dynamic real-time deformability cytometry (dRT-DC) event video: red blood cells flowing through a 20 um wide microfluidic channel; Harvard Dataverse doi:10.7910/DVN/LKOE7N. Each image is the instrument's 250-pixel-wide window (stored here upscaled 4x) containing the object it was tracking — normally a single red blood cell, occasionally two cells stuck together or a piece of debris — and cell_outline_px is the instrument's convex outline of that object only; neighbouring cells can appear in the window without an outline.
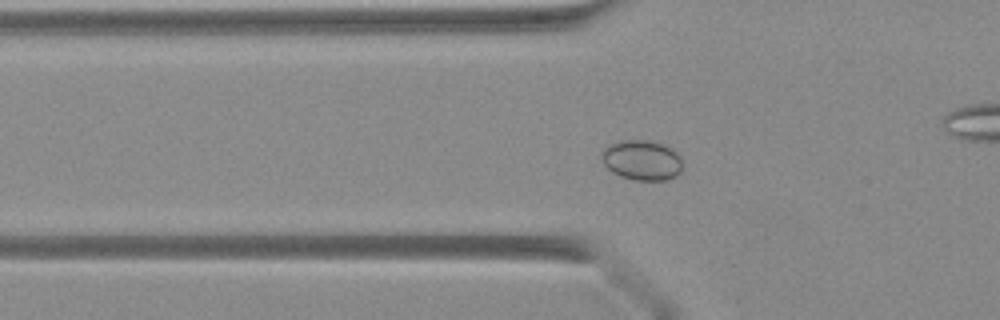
{"species": "Egyptian fruit bat (a non-hibernating species)", "species_latin": "Rousettus aegyptiacus", "temperature_condition": "warm", "stored_images_in_passage": 36, "camera_frame_rate_fps": 3000, "um_per_image_px": 0.085, "animal": {"sex": "female"}, "frame": {"image": 1, "passage_image": 7, "time_ms": 2.0, "image_size_px": [1000, 320], "cell_outline_px": [[680, 172], [676, 176], [664, 180], [636, 180], [620, 176], [612, 172], [604, 164], [604, 148], [608, 144], [620, 140], [648, 140], [664, 144], [672, 148], [680, 156]], "centroid_in_image_um": [54.57, 13.6], "position_along_channel_um": 71.2, "area_um2": 18.73}}
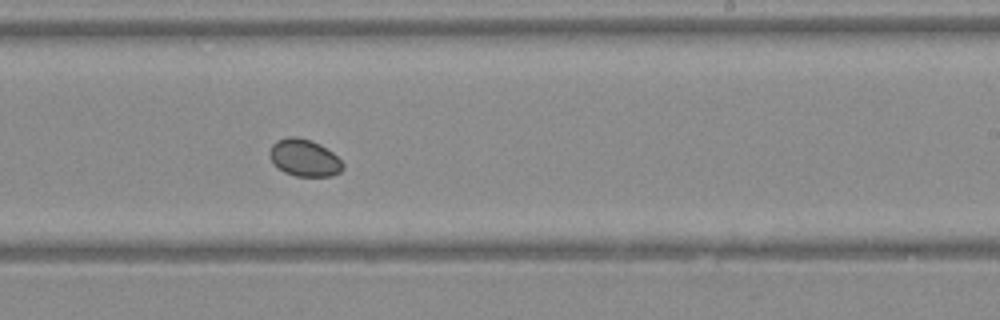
{"frame": {"image": 2, "passage_image": 19, "time_ms": 6.0, "image_size_px": [1000, 320], "cell_outline_px": [[344, 168], [340, 172], [332, 176], [296, 176], [284, 172], [268, 156], [268, 152], [272, 144], [276, 140], [288, 136], [296, 136], [312, 140], [320, 144], [332, 152], [344, 164]], "centroid_in_image_um": [25.86, 13.4], "position_along_channel_um": 263.1, "area_um2": 15.9}}
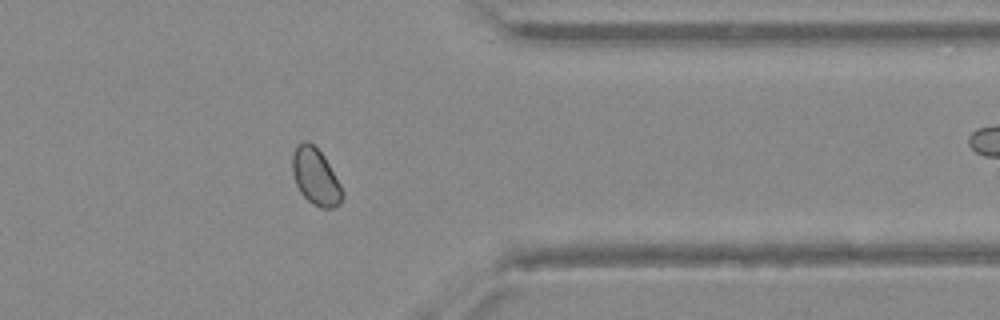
{"frame": {"image": 3, "passage_image": 27, "time_ms": 8.667, "image_size_px": [1000, 320], "cell_outline_px": [[344, 196], [340, 204], [332, 208], [320, 208], [312, 204], [300, 192], [296, 184], [292, 172], [292, 156], [296, 148], [304, 140], [308, 140], [324, 156], [340, 184], [344, 192]], "centroid_in_image_um": [26.84, 15.05], "position_along_channel_um": 384.6, "area_um2": 16.42}}